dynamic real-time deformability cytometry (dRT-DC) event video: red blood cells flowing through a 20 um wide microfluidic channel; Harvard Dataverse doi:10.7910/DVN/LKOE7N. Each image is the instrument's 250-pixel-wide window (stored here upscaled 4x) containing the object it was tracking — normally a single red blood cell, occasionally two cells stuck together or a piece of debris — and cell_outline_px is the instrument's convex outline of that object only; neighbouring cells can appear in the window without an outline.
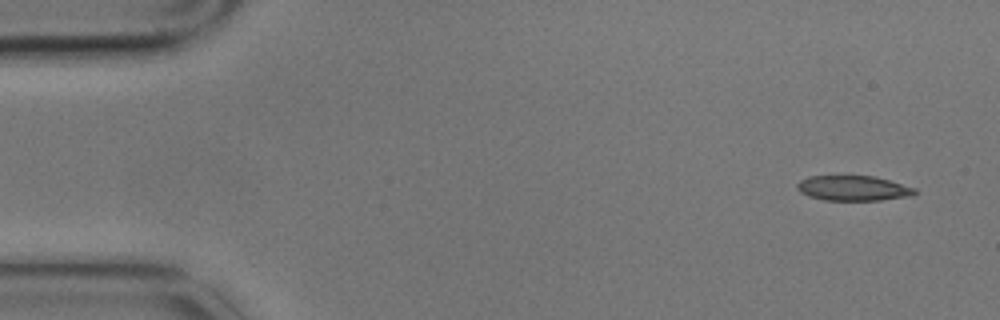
{"species": "common noctule bat (a hibernating species)", "species_latin": "Nyctalus noctula", "temperature_condition": "cold", "stored_images_in_passage": 8, "camera_frame_rate_fps": 3000, "um_per_image_px": 0.085, "animal": {"sex": "male", "body_mass_g": 17.9}, "frame": {"image": 1, "passage_image": 1, "time_ms": 0.0, "image_size_px": [1000, 320], "cell_outline_px": [[916, 192], [912, 196], [880, 200], [824, 200], [808, 196], [800, 192], [796, 188], [796, 184], [800, 180], [808, 176], [872, 176], [888, 180], [916, 188]], "centroid_in_image_um": [72.49, 16.0], "position_along_channel_um": 12.5, "area_um2": 17.17}}
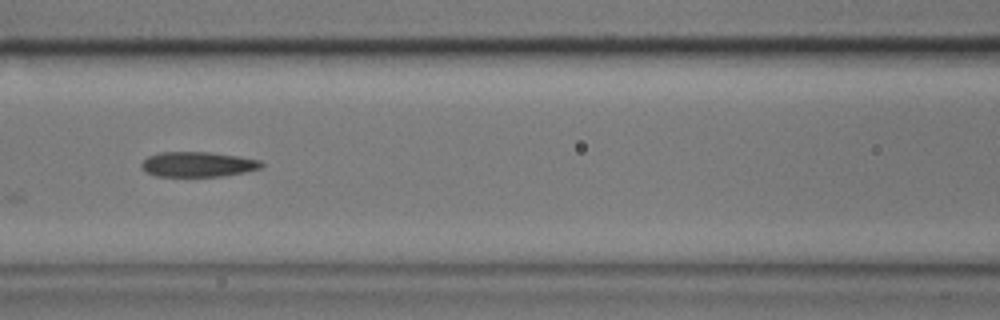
{"frame": {"image": 2, "passage_image": 7, "time_ms": 2.0, "image_size_px": [1000, 320], "cell_outline_px": [[264, 164], [260, 168], [244, 172], [224, 176], [156, 176], [144, 172], [140, 168], [140, 164], [148, 156], [160, 152], [208, 152], [240, 156], [260, 160]], "centroid_in_image_um": [16.78, 13.97], "position_along_channel_um": 149.8, "area_um2": 17.63}}